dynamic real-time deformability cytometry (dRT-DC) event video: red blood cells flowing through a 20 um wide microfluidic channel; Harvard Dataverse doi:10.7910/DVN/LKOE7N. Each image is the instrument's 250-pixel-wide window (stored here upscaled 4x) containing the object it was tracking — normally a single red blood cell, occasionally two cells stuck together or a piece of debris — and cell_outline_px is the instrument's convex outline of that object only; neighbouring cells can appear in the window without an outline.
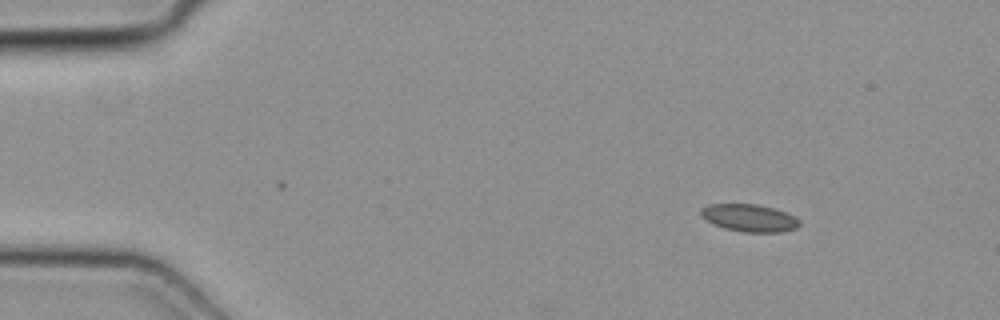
{"species": "common noctule bat (a hibernating species)", "species_latin": "Nyctalus noctula", "temperature_condition": "cold", "stored_images_in_passage": 40, "camera_frame_rate_fps": 3000, "um_per_image_px": 0.085, "animal": {"sex": "female", "body_mass_g": 19.3, "forearm_length_mm": 54.1}, "frame": {"image": 1, "passage_image": 1, "time_ms": 0.0, "image_size_px": [1000, 320], "cell_outline_px": [[800, 224], [796, 228], [780, 232], [744, 232], [724, 228], [712, 224], [700, 216], [700, 208], [708, 204], [756, 204], [772, 208], [796, 216], [800, 220]], "centroid_in_image_um": [63.66, 18.52], "position_along_channel_um": 21.3, "area_um2": 15.84}}
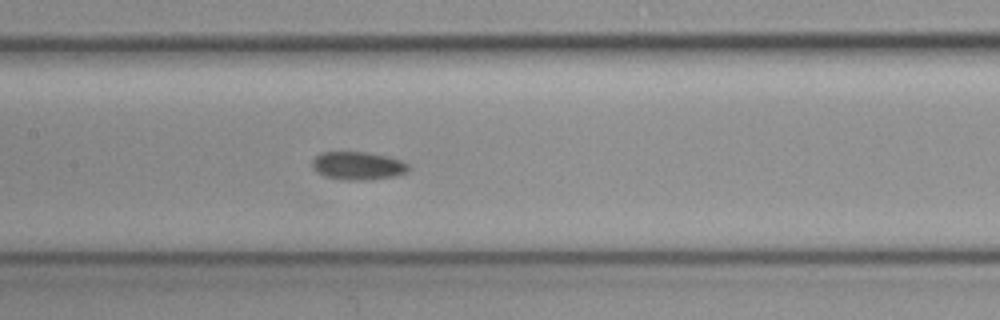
{"frame": {"image": 2, "passage_image": 19, "time_ms": 6.0, "image_size_px": [1000, 320], "cell_outline_px": [[408, 172], [396, 176], [372, 180], [344, 180], [324, 176], [316, 172], [312, 168], [312, 160], [316, 156], [324, 152], [364, 152], [388, 156], [400, 160], [408, 164]], "centroid_in_image_um": [30.42, 14.1], "position_along_channel_um": 177.0, "area_um2": 15.9}}
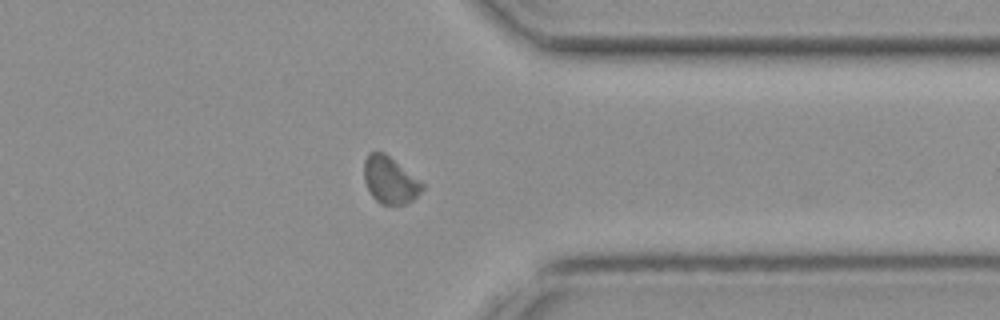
{"frame": {"image": 3, "passage_image": 34, "time_ms": 11.0, "image_size_px": [1000, 320], "cell_outline_px": [[424, 188], [412, 200], [404, 204], [380, 204], [372, 196], [364, 180], [364, 160], [368, 152], [384, 152], [424, 184]], "centroid_in_image_um": [33.12, 15.3], "position_along_channel_um": 378.3, "area_um2": 15.66}}